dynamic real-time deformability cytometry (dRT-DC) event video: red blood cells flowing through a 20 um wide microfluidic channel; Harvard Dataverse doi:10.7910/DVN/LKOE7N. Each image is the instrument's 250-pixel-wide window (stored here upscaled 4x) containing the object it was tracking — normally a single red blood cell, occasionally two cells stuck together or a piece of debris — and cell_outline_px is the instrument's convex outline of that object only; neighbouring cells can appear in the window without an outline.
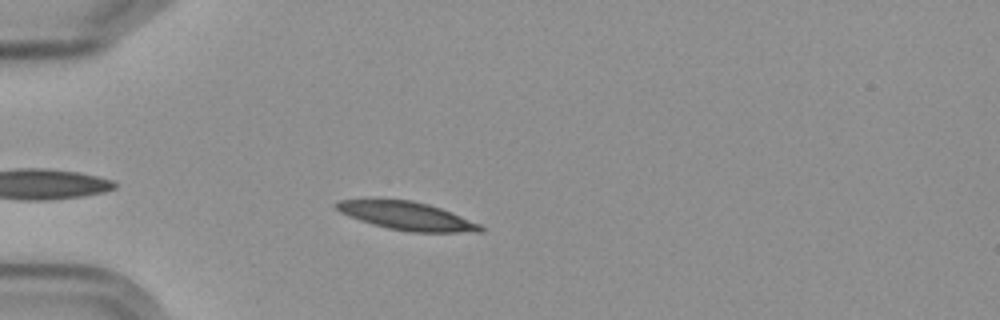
{"species": "Egyptian fruit bat (a non-hibernating species)", "species_latin": "Rousettus aegyptiacus", "temperature_condition": "cold", "stored_images_in_passage": 4, "camera_frame_rate_fps": 3000, "um_per_image_px": 0.085, "frame": {"image": 1, "passage_image": 4, "time_ms": 3.667, "image_size_px": [1000, 320], "cell_outline_px": [[484, 232], [408, 232], [388, 228], [372, 224], [348, 216], [340, 212], [332, 204], [336, 200], [412, 200], [428, 204], [440, 208], [480, 224], [484, 228]], "centroid_in_image_um": [34.57, 18.36], "position_along_channel_um": 50.4, "area_um2": 23.47}}